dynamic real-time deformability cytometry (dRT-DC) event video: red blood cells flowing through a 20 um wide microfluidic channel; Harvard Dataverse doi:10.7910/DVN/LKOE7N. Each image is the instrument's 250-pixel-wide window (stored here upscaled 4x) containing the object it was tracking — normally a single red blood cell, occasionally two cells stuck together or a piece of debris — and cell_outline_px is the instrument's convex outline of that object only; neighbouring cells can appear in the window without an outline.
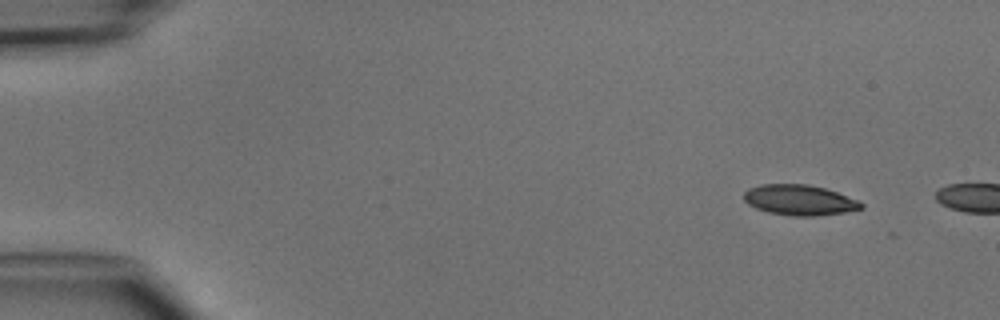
{"species": "common noctule bat (a hibernating species)", "species_latin": "Nyctalus noctula", "temperature_condition": "cold", "stored_images_in_passage": 2, "camera_frame_rate_fps": 3000, "um_per_image_px": 0.085, "animal": {"sex": "male", "body_mass_g": 15.6}, "frame": {"image": 1, "passage_image": 1, "time_ms": 0.0, "image_size_px": [1000, 320], "cell_outline_px": [[864, 208], [844, 212], [816, 216], [792, 216], [768, 212], [756, 208], [748, 204], [744, 200], [744, 192], [748, 188], [760, 184], [808, 184], [824, 188], [860, 200], [864, 204]], "centroid_in_image_um": [67.96, 17.0], "position_along_channel_um": 17.0, "area_um2": 20.92}}